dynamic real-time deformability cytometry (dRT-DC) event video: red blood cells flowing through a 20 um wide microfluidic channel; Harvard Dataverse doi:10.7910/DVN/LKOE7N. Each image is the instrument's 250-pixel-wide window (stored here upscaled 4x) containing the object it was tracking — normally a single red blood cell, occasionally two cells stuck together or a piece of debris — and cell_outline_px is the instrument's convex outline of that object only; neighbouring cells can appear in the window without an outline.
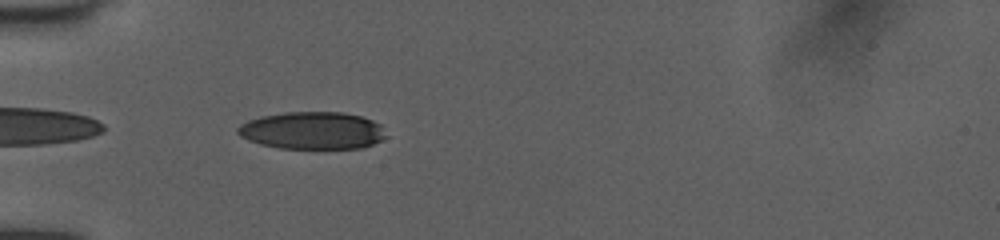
{"species": "human", "species_latin": "Homo sapiens", "temperature_condition": "room temperature", "stored_images_in_passage": 35, "camera_frame_rate_fps": 3000, "um_per_image_px": 0.085, "donor": {"sex": "female"}, "frame": {"image": 1, "passage_image": 1, "time_ms": 0.0, "image_size_px": [1000, 240], "cell_outline_px": [[388, 136], [372, 144], [360, 148], [280, 148], [260, 144], [248, 140], [240, 136], [236, 132], [236, 128], [240, 124], [248, 120], [260, 116], [284, 112], [344, 112], [360, 116], [372, 120], [380, 124]], "centroid_in_image_um": [26.53, 11.09], "position_along_channel_um": 58.5, "area_um2": 32.43}}
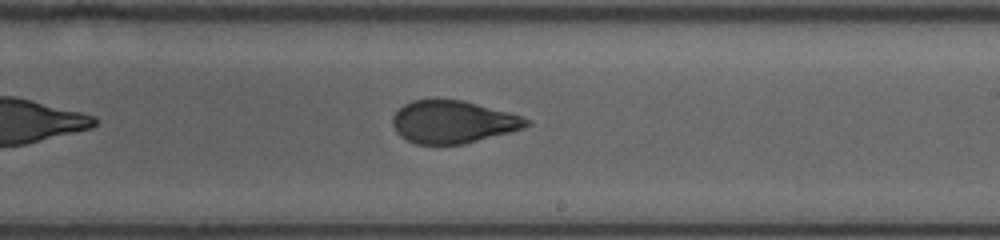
{"frame": {"image": 2, "passage_image": 16, "time_ms": 5.0, "image_size_px": [1000, 240], "cell_outline_px": [[532, 124], [524, 128], [464, 144], [416, 144], [400, 136], [396, 132], [392, 124], [392, 116], [404, 104], [412, 100], [464, 100], [508, 112], [532, 120]], "centroid_in_image_um": [38.5, 10.36], "position_along_channel_um": 250.5, "area_um2": 33.12}}
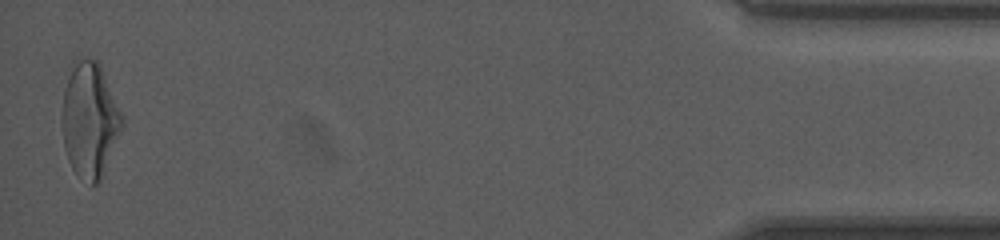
{"frame": {"image": 3, "passage_image": 35, "time_ms": 11.333, "image_size_px": [1000, 240], "cell_outline_px": [[124, 124], [100, 180], [96, 184], [92, 184], [76, 172], [72, 168], [68, 160], [64, 148], [60, 124], [60, 120], [64, 88], [72, 60], [96, 60], [100, 64], [124, 116]], "centroid_in_image_um": [7.61, 10.16], "position_along_channel_um": 427.6, "area_um2": 40.46}, "authors_computed_cell_mechanics": {"area_um2": 34.8534, "velocity_mm_per_s": 4.0544, "shape_relaxation_time_tau1_ms": 5.6544, "shape_relaxation_time_tau2_ms": 1.278, "deformation_change_tau1": 0.1978, "deformation_change_tau2": 0.0814}}